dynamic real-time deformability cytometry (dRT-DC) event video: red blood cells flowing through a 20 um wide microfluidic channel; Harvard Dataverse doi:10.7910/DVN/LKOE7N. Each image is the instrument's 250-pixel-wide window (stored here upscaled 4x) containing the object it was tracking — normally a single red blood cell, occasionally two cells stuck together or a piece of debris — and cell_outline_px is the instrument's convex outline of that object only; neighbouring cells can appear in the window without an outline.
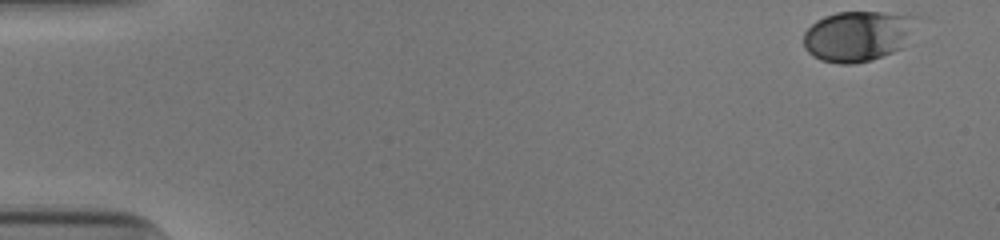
{"species": "human", "species_latin": "Homo sapiens", "temperature_condition": "cold", "stored_images_in_passage": 43, "camera_frame_rate_fps": 3000, "um_per_image_px": 0.085, "donor": {"sex": "male"}, "frame": {"image": 1, "passage_image": 1, "time_ms": 0.0, "image_size_px": [1000, 240], "cell_outline_px": [[912, 16], [900, 48], [892, 52], [872, 60], [852, 64], [840, 64], [820, 60], [812, 56], [804, 48], [804, 32], [816, 20], [824, 16], [836, 12], [884, 12]], "centroid_in_image_um": [72.72, 3.08], "position_along_channel_um": 12.3, "area_um2": 32.08}}
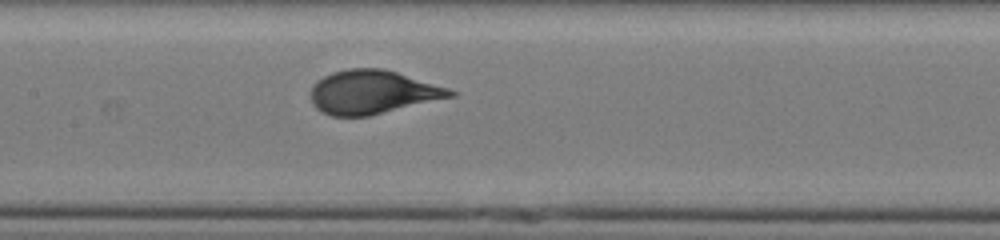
{"frame": {"image": 2, "passage_image": 25, "time_ms": 8.0, "image_size_px": [1000, 240], "cell_outline_px": [[460, 92], [456, 96], [368, 116], [332, 116], [320, 112], [312, 104], [312, 84], [316, 80], [332, 72], [348, 68], [384, 68], [448, 88]], "centroid_in_image_um": [31.66, 7.83], "position_along_channel_um": 175.7, "area_um2": 35.6}}
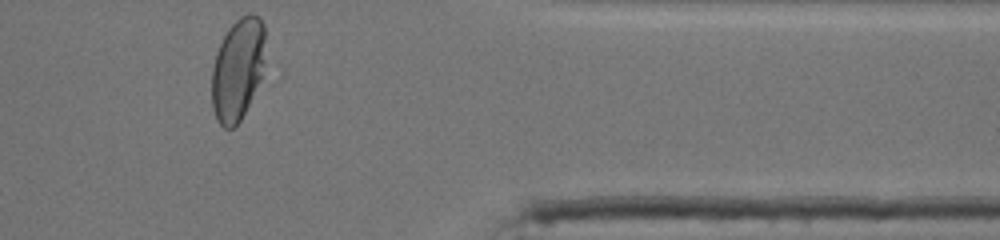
{"frame": {"image": 3, "passage_image": 43, "time_ms": 14.0, "image_size_px": [1000, 240], "cell_outline_px": [[264, 80], [240, 120], [232, 128], [224, 128], [216, 120], [212, 108], [212, 68], [216, 52], [228, 28], [240, 16], [248, 12], [252, 12], [260, 16], [264, 24]], "centroid_in_image_um": [20.24, 5.88], "position_along_channel_um": 391.2, "area_um2": 32.71}, "authors_computed_cell_mechanics": {"area_um2": 34.68, "velocity_mm_per_s": 3.8807, "shape_relaxation_time_tau1_ms": 3.3941, "shape_relaxation_time_tau2_ms": null, "deformation_change_tau1": 0.1553, "deformation_change_tau2": null}}